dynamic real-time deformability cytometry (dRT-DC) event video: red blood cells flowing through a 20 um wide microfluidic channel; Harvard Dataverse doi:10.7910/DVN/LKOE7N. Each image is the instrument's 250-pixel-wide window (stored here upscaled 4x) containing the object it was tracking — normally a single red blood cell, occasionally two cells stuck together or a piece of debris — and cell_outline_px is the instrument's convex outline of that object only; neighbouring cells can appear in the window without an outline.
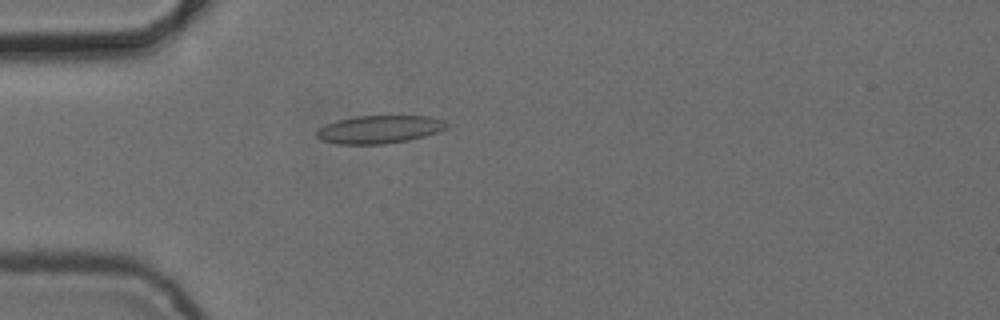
{"species": "common noctule bat (a hibernating species)", "species_latin": "Nyctalus noctula", "temperature_condition": "cold", "stored_images_in_passage": 5, "camera_frame_rate_fps": 3000, "um_per_image_px": 0.085, "animal": {"sex": "female", "body_mass_g": 24.6, "forearm_length_mm": 56.2}, "frame": {"image": 1, "passage_image": 5, "time_ms": 4.667, "image_size_px": [1000, 320], "cell_outline_px": [[452, 124], [448, 128], [424, 136], [408, 140], [384, 144], [336, 144], [320, 140], [316, 136], [316, 128], [324, 124], [336, 120], [356, 116], [432, 116], [444, 120]], "centroid_in_image_um": [32.23, 10.99], "position_along_channel_um": 52.8, "area_um2": 21.56}}